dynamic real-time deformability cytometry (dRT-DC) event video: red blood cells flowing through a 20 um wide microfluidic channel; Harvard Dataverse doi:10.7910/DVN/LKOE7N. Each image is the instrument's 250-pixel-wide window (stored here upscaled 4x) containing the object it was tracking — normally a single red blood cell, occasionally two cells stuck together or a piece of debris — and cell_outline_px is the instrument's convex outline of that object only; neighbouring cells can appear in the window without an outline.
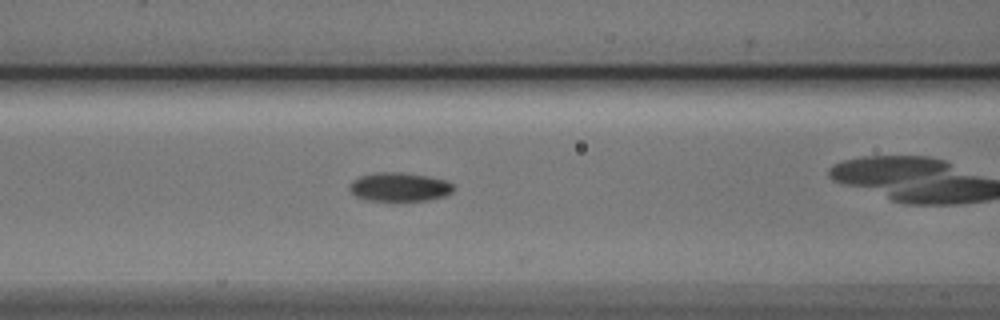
{"species": "Egyptian fruit bat (a non-hibernating species)", "species_latin": "Rousettus aegyptiacus", "temperature_condition": "cold", "stored_images_in_passage": 42, "camera_frame_rate_fps": 3000, "um_per_image_px": 0.085, "animal": {"sex": "male"}, "frame": {"image": 1, "passage_image": 11, "time_ms": 3.333, "image_size_px": [1000, 320], "cell_outline_px": [[456, 188], [452, 192], [444, 196], [428, 200], [364, 200], [356, 196], [348, 188], [352, 180], [360, 176], [376, 172], [400, 172], [428, 176], [444, 180], [452, 184]], "centroid_in_image_um": [33.94, 15.88], "position_along_channel_um": 132.7, "area_um2": 17.4}}
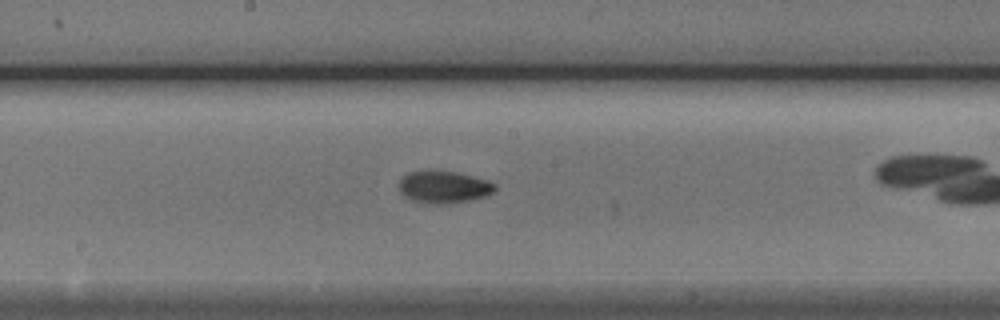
{"frame": {"image": 2, "passage_image": 17, "time_ms": 5.333, "image_size_px": [1000, 320], "cell_outline_px": [[496, 192], [484, 196], [468, 200], [444, 204], [428, 204], [412, 200], [404, 196], [400, 192], [400, 180], [408, 172], [432, 168], [456, 172], [488, 180], [496, 184]], "centroid_in_image_um": [37.71, 15.87], "position_along_channel_um": 210.5, "area_um2": 18.38}}
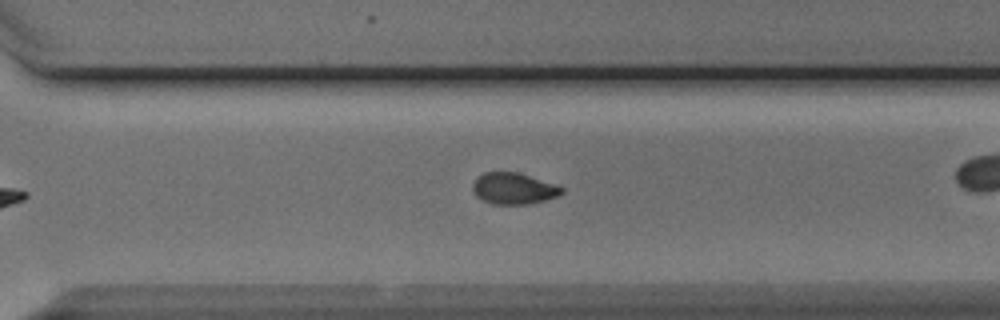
{"frame": {"image": 3, "passage_image": 26, "time_ms": 8.333, "image_size_px": [1000, 320], "cell_outline_px": [[564, 192], [560, 196], [528, 204], [492, 204], [476, 196], [472, 188], [472, 184], [484, 172], [516, 172], [556, 184], [564, 188]], "centroid_in_image_um": [43.69, 16.03], "position_along_channel_um": 326.9, "area_um2": 16.18}, "authors_computed_cell_mechanics": {"area_um2": 17.3978, "velocity_mm_per_s": 3.8818, "shape_relaxation_time_tau1_ms": 1.8149, "shape_relaxation_time_tau2_ms": 2.2903, "deformation_change_tau1": 0.0805, "deformation_change_tau2": 0.0406}}